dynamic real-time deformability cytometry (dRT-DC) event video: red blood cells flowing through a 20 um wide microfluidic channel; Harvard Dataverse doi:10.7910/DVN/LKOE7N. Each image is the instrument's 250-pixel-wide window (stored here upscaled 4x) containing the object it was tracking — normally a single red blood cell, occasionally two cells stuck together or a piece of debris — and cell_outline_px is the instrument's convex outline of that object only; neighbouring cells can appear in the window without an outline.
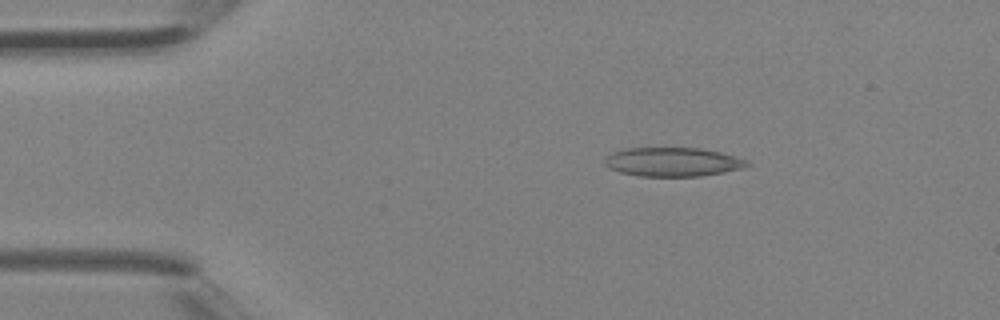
{"species": "Egyptian fruit bat (a non-hibernating species)", "species_latin": "Rousettus aegyptiacus", "temperature_condition": "room temperature", "stored_images_in_passage": 3, "camera_frame_rate_fps": 3000, "um_per_image_px": 0.085, "animal": {"sex": "female"}, "frame": {"image": 1, "passage_image": 2, "time_ms": 0.333, "image_size_px": [1000, 320], "cell_outline_px": [[752, 164], [744, 168], [724, 172], [700, 176], [640, 176], [620, 172], [608, 168], [604, 164], [604, 156], [612, 152], [624, 148], [700, 148], [720, 152], [748, 160]], "centroid_in_image_um": [57.16, 13.76], "position_along_channel_um": 27.8, "area_um2": 24.22}}
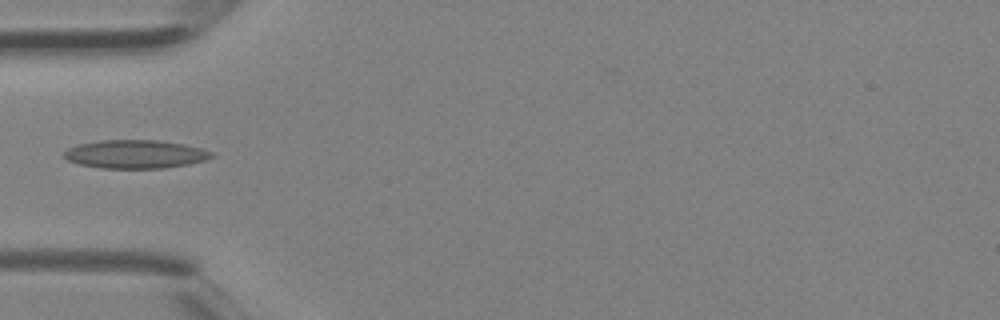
{"frame": {"image": 2, "passage_image": 3, "time_ms": 0.667, "image_size_px": [1000, 320], "cell_outline_px": [[216, 156], [204, 160], [188, 164], [164, 168], [100, 168], [80, 164], [68, 160], [64, 156], [64, 152], [68, 148], [80, 144], [100, 140], [160, 140], [184, 144], [200, 148], [212, 152]], "centroid_in_image_um": [11.52, 13.1], "position_along_channel_um": 73.5, "area_um2": 24.33}}